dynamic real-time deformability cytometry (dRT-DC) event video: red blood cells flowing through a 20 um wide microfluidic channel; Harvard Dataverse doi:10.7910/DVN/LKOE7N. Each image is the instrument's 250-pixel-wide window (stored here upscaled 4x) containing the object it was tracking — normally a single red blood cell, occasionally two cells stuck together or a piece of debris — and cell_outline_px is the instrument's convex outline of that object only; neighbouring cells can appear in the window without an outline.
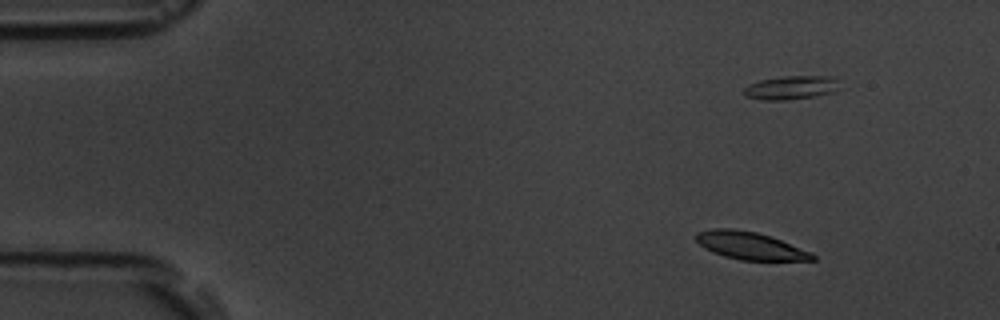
{"species": "common noctule bat (a hibernating species)", "species_latin": "Nyctalus noctula", "temperature_condition": "room temperature", "stored_images_in_passage": 4, "camera_frame_rate_fps": 3000, "um_per_image_px": 0.085, "animal": {"sex": "male", "body_mass_g": 19.5, "forearm_length_mm": 54.6}, "frame": {"image": 1, "passage_image": 2, "time_ms": 1.0, "image_size_px": [1000, 320], "cell_outline_px": [[816, 260], [740, 260], [724, 256], [712, 252], [704, 248], [696, 240], [696, 232], [712, 228], [732, 228], [756, 232], [772, 236], [812, 252], [816, 256]], "centroid_in_image_um": [63.76, 20.87], "position_along_channel_um": 21.2, "area_um2": 18.84}}